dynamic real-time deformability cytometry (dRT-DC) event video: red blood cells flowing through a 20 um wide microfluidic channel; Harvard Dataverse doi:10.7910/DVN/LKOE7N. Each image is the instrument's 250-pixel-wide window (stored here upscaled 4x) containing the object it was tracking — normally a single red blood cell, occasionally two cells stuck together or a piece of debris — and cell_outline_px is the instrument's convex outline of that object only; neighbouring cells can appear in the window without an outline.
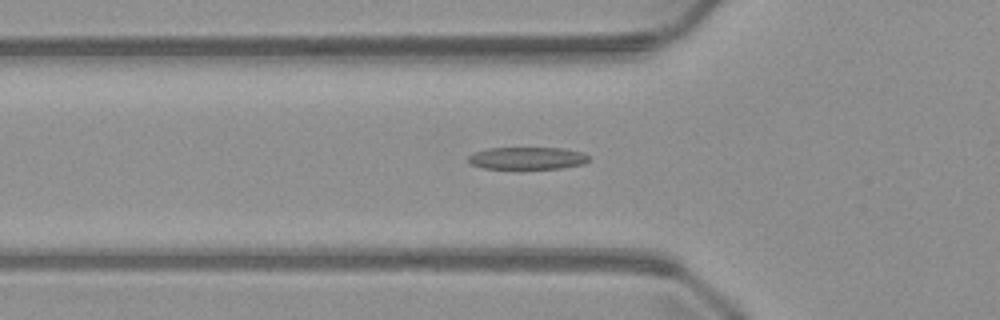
{"species": "common noctule bat (a hibernating species)", "species_latin": "Nyctalus noctula", "temperature_condition": "warm", "stored_images_in_passage": 44, "camera_frame_rate_fps": 3000, "um_per_image_px": 0.085, "animal": {"sex": "male", "body_mass_g": 23.1, "forearm_length_mm": 52.7}, "frame": {"image": 1, "passage_image": 17, "time_ms": 5.333, "image_size_px": [1000, 320], "cell_outline_px": [[588, 160], [584, 164], [560, 168], [520, 172], [484, 168], [472, 164], [468, 160], [468, 156], [476, 152], [488, 148], [560, 148], [584, 152], [588, 156]], "centroid_in_image_um": [44.81, 13.5], "position_along_channel_um": 81.0, "area_um2": 16.53}}
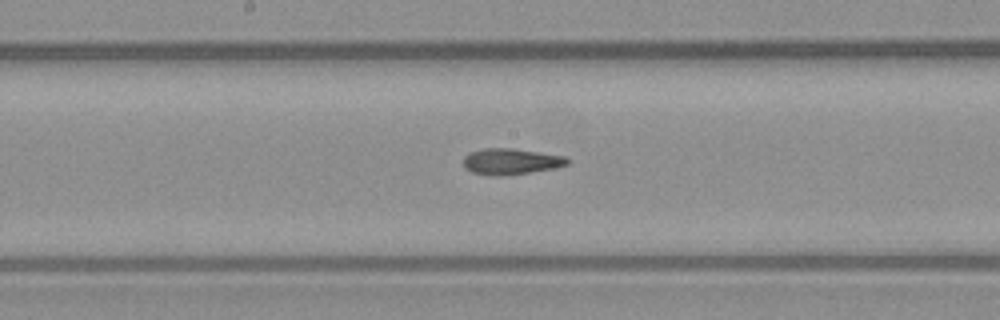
{"frame": {"image": 2, "passage_image": 26, "time_ms": 8.333, "image_size_px": [1000, 320], "cell_outline_px": [[568, 164], [556, 168], [500, 176], [492, 176], [472, 172], [464, 168], [464, 156], [468, 152], [484, 148], [512, 148], [564, 156], [568, 160]], "centroid_in_image_um": [43.38, 13.72], "position_along_channel_um": 204.8, "area_um2": 15.72}}
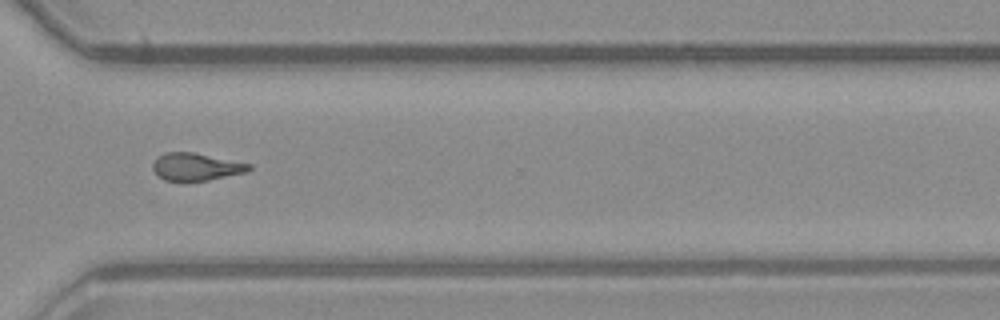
{"frame": {"image": 3, "passage_image": 37, "time_ms": 12.0, "image_size_px": [1000, 320], "cell_outline_px": [[252, 168], [248, 172], [208, 180], [164, 180], [152, 168], [152, 164], [156, 156], [164, 152], [192, 152], [252, 164]], "centroid_in_image_um": [16.67, 14.16], "position_along_channel_um": 353.9, "area_um2": 15.32}}